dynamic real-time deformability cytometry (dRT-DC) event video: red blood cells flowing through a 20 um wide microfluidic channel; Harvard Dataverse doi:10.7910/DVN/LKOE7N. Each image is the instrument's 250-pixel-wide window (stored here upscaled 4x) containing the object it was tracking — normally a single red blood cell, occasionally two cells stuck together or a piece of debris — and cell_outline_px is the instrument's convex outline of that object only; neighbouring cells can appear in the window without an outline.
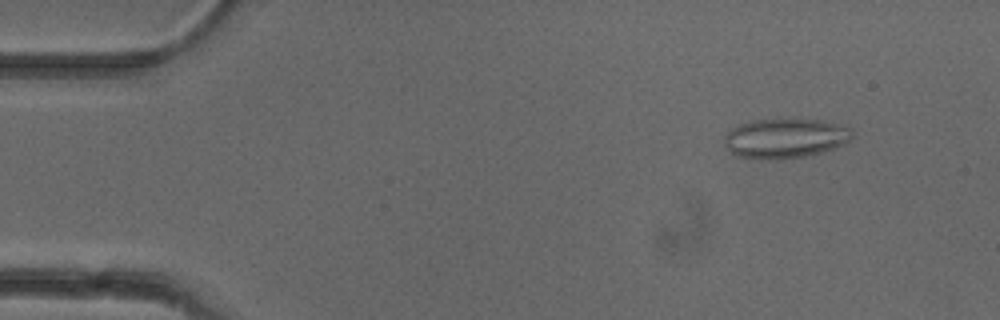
{"species": "common noctule bat (a hibernating species)", "species_latin": "Nyctalus noctula", "temperature_condition": "cold", "stored_images_in_passage": 47, "camera_frame_rate_fps": 3000, "um_per_image_px": 0.085, "animal": {"sex": "female"}, "frame": {"image": 1, "passage_image": 1, "time_ms": 0.0, "image_size_px": [1000, 320], "cell_outline_px": [[852, 136], [844, 144], [820, 152], [804, 156], [760, 160], [736, 156], [724, 144], [724, 136], [732, 128], [740, 124], [752, 120], [820, 120], [844, 124], [852, 128]], "centroid_in_image_um": [66.73, 11.75], "position_along_channel_um": 18.3, "area_um2": 29.3}}
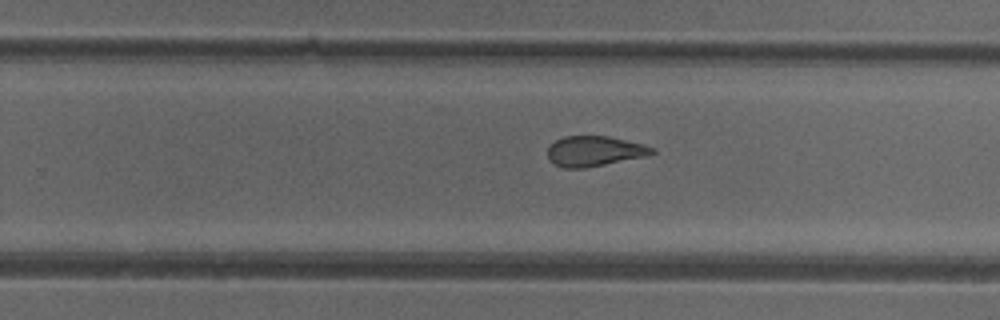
{"frame": {"image": 2, "passage_image": 28, "time_ms": 9.0, "image_size_px": [1000, 320], "cell_outline_px": [[656, 152], [644, 156], [584, 168], [564, 168], [548, 160], [548, 148], [556, 140], [564, 136], [608, 136], [644, 144], [656, 148]], "centroid_in_image_um": [50.53, 12.84], "position_along_channel_um": 279.3, "area_um2": 18.21}}
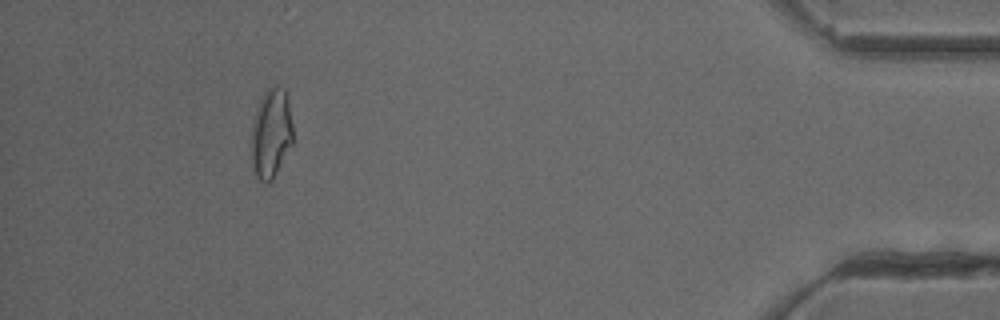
{"frame": {"image": 3, "passage_image": 43, "time_ms": 14.0, "image_size_px": [1000, 320], "cell_outline_px": [[292, 144], [272, 180], [264, 184], [256, 176], [252, 168], [252, 120], [256, 108], [264, 92], [268, 88], [276, 84], [284, 88], [288, 96], [292, 124]], "centroid_in_image_um": [23.04, 11.3], "position_along_channel_um": 412.2, "area_um2": 21.85}, "authors_computed_cell_mechanics": {"area_um2": 20.1722, "velocity_mm_per_s": 3.9467, "shape_relaxation_time_tau1_ms": null, "shape_relaxation_time_tau2_ms": 1.9883, "deformation_change_tau1": null, "deformation_change_tau2": 0.0929}}